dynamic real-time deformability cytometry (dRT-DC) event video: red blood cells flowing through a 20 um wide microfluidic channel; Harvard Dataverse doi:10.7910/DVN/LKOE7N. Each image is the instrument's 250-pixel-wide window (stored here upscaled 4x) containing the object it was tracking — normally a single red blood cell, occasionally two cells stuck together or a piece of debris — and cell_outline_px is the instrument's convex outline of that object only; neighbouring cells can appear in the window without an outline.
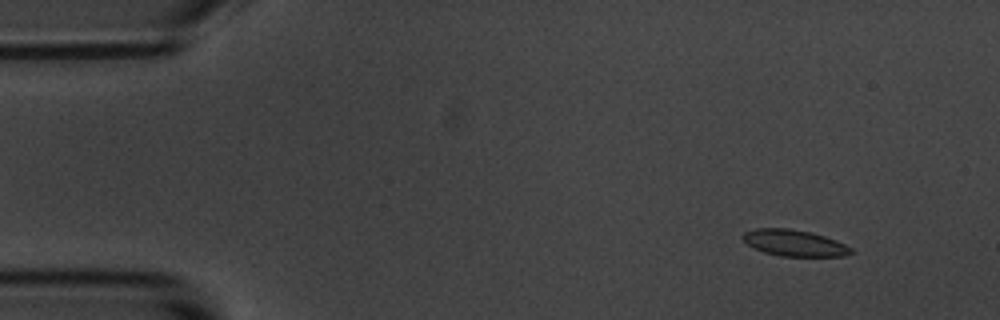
{"species": "common noctule bat (a hibernating species)", "species_latin": "Nyctalus noctula", "temperature_condition": "room temperature", "stored_images_in_passage": 4, "camera_frame_rate_fps": 3000, "um_per_image_px": 0.085, "animal": {"sex": "male", "body_mass_g": 20.1, "forearm_length_mm": 53.5}, "frame": {"image": 1, "passage_image": 1, "time_ms": 0.0, "image_size_px": [1000, 320], "cell_outline_px": [[856, 252], [844, 256], [780, 256], [764, 252], [748, 244], [740, 236], [744, 232], [756, 228], [788, 228], [812, 232], [836, 240], [852, 248]], "centroid_in_image_um": [67.54, 20.65], "position_along_channel_um": 17.5, "area_um2": 16.65}}
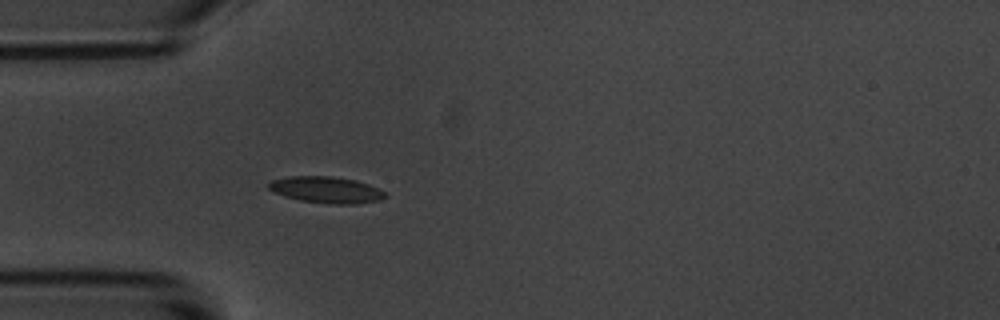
{"frame": {"image": 2, "passage_image": 4, "time_ms": 3.667, "image_size_px": [1000, 320], "cell_outline_px": [[388, 196], [380, 200], [356, 204], [332, 204], [300, 200], [284, 196], [268, 188], [268, 184], [272, 180], [288, 176], [332, 176], [356, 180], [368, 184], [384, 192]], "centroid_in_image_um": [27.74, 16.13], "position_along_channel_um": 57.3, "area_um2": 17.86}}